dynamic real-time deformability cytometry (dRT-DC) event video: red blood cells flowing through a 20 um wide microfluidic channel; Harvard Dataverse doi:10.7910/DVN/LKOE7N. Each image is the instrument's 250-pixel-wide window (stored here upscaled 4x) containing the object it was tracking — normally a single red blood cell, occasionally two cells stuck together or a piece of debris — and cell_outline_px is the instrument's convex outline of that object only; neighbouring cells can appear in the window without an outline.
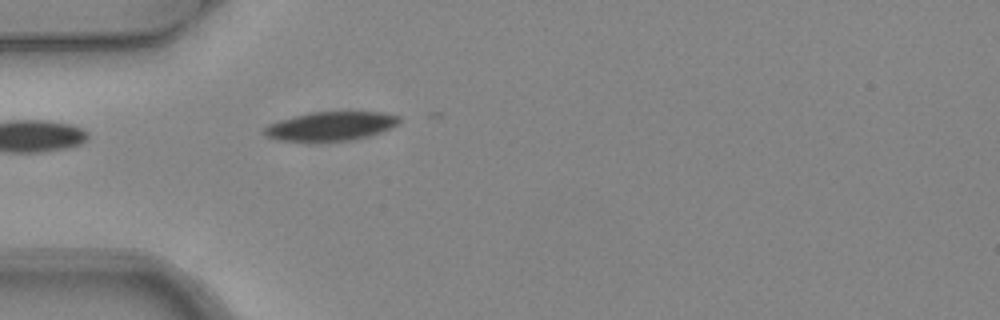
{"species": "common noctule bat (a hibernating species)", "species_latin": "Nyctalus noctula", "temperature_condition": "warm", "stored_images_in_passage": 1, "camera_frame_rate_fps": 3000, "um_per_image_px": 0.085, "animal": {"sex": "female", "body_mass_g": 24.6, "forearm_length_mm": 56.2}, "frame": {"image": 1, "passage_image": 1, "time_ms": 0.0, "image_size_px": [1000, 320], "cell_outline_px": [[400, 124], [392, 128], [368, 136], [352, 140], [276, 140], [264, 136], [260, 132], [268, 124], [292, 116], [312, 112], [384, 112], [400, 116]], "centroid_in_image_um": [28.11, 10.71], "position_along_channel_um": 56.9, "area_um2": 22.72}}